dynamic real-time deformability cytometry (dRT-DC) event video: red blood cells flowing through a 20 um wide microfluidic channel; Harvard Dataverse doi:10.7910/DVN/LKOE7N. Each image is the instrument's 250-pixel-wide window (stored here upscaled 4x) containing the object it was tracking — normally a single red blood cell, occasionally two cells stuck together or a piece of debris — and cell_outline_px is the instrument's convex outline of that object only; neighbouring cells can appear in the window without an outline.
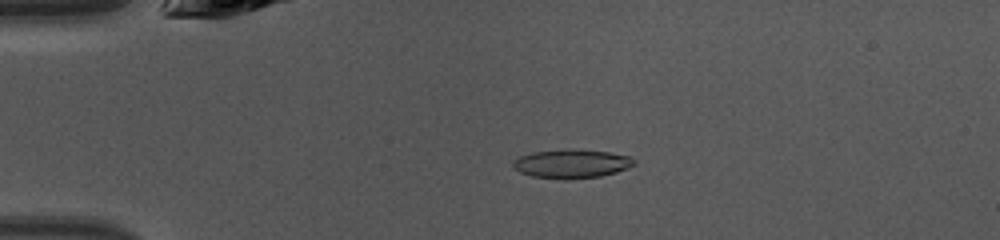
{"species": "common noctule bat (a hibernating species)", "species_latin": "Nyctalus noctula", "temperature_condition": "warm", "stored_images_in_passage": 47, "camera_frame_rate_fps": 3000, "um_per_image_px": 0.085, "animal": {"sex": "female", "body_mass_g": 10.0, "forearm_length_mm": 53.1}, "frame": {"image": 1, "passage_image": 11, "time_ms": 3.333, "image_size_px": [1000, 240], "cell_outline_px": [[636, 164], [628, 168], [616, 172], [600, 176], [564, 180], [532, 176], [520, 172], [512, 168], [512, 160], [520, 156], [532, 152], [608, 152], [628, 156], [636, 160]], "centroid_in_image_um": [48.56, 13.98], "position_along_channel_um": 36.4, "area_um2": 19.48}}
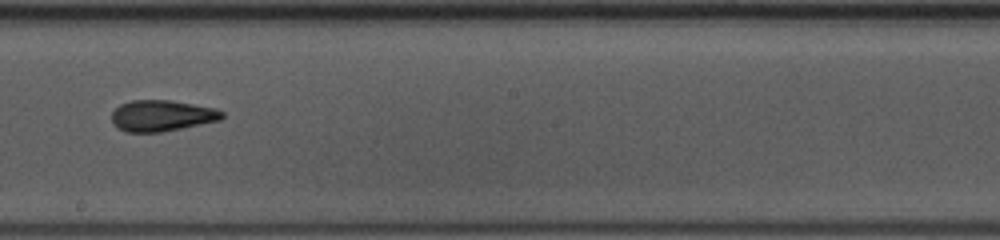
{"frame": {"image": 2, "passage_image": 27, "time_ms": 8.667, "image_size_px": [1000, 240], "cell_outline_px": [[224, 116], [220, 120], [160, 132], [124, 132], [116, 128], [112, 124], [112, 112], [120, 104], [132, 100], [168, 100], [216, 108], [224, 112]], "centroid_in_image_um": [13.72, 9.83], "position_along_channel_um": 234.5, "area_um2": 20.0}}
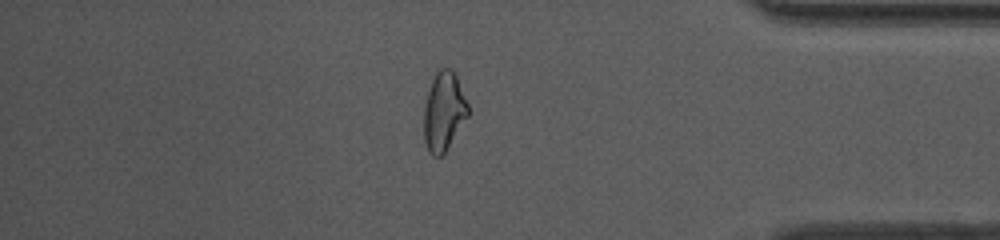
{"frame": {"image": 3, "passage_image": 40, "time_ms": 13.0, "image_size_px": [1000, 240], "cell_outline_px": [[468, 116], [444, 156], [432, 156], [428, 152], [424, 140], [424, 108], [428, 92], [432, 80], [436, 72], [440, 68], [452, 68], [456, 72], [468, 104]], "centroid_in_image_um": [37.74, 9.49], "position_along_channel_um": 397.5, "area_um2": 20.63}, "authors_computed_cell_mechanics": {"area_um2": 19.9988, "velocity_mm_per_s": 4.3371, "shape_relaxation_time_tau1_ms": 7.4393, "shape_relaxation_time_tau2_ms": 1.6795, "deformation_change_tau1": 0.2034, "deformation_change_tau2": 0.086}}